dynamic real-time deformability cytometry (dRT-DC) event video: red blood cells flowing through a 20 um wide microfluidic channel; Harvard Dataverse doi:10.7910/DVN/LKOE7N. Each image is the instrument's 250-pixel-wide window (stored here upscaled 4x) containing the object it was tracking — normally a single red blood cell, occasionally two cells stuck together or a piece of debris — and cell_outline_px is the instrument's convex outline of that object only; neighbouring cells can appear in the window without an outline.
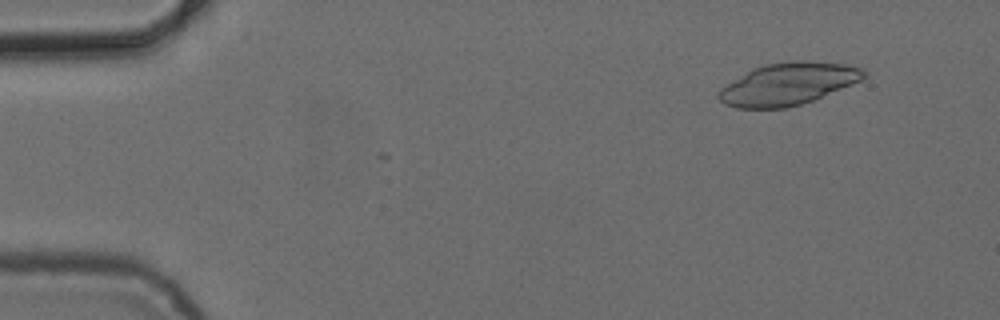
{"species": "common noctule bat (a hibernating species)", "species_latin": "Nyctalus noctula", "temperature_condition": "cold", "stored_images_in_passage": 3, "camera_frame_rate_fps": 3000, "um_per_image_px": 0.085, "animal": {"sex": "female", "body_mass_g": 24.6, "forearm_length_mm": 56.2}, "frame": {"image": 1, "passage_image": 2, "time_ms": 1.0, "image_size_px": [1000, 320], "cell_outline_px": [[868, 76], [852, 84], [812, 100], [800, 104], [784, 108], [736, 108], [724, 104], [716, 96], [720, 88], [752, 68], [764, 64], [788, 60], [812, 60], [844, 64], [864, 68]], "centroid_in_image_um": [66.97, 7.11], "position_along_channel_um": 18.0, "area_um2": 35.84}}